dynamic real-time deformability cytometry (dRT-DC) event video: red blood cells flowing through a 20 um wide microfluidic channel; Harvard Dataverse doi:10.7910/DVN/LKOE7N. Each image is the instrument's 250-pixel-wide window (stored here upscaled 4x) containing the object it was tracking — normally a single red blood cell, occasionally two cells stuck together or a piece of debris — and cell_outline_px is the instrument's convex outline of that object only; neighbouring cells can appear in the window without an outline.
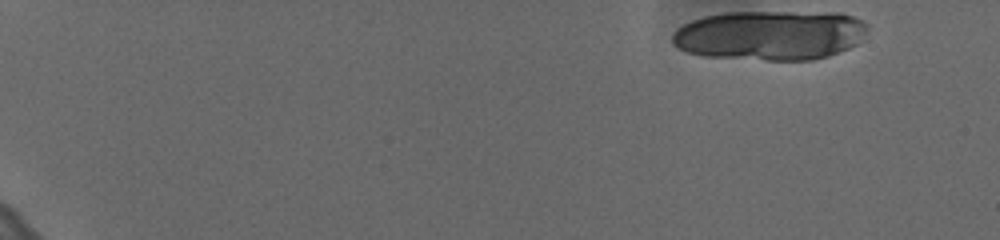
{"species": "human", "species_latin": "Homo sapiens", "temperature_condition": "cold", "stored_images_in_passage": 15, "camera_frame_rate_fps": 3000, "um_per_image_px": 0.085, "donor": {"sex": "female"}, "frame": {"image": 1, "passage_image": 1, "time_ms": 0.0, "image_size_px": [1000, 240], "cell_outline_px": [[868, 28], [864, 40], [840, 52], [828, 56], [812, 60], [768, 60], [704, 56], [688, 52], [672, 44], [672, 36], [676, 28], [692, 20], [704, 16], [728, 12], [840, 12], [864, 20], [868, 24]], "centroid_in_image_um": [65.52, 2.98], "position_along_channel_um": 19.5, "area_um2": 57.22}}
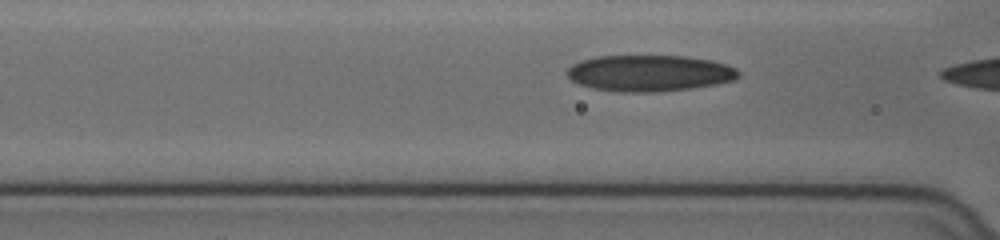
{"frame": {"image": 2, "passage_image": 13, "time_ms": 4.0, "image_size_px": [1000, 240], "cell_outline_px": [[740, 76], [732, 80], [716, 84], [692, 88], [656, 92], [620, 92], [592, 88], [580, 84], [572, 80], [564, 72], [572, 64], [580, 60], [596, 56], [684, 56], [712, 60], [736, 68], [740, 72]], "centroid_in_image_um": [55.18, 6.22], "position_along_channel_um": 111.4, "area_um2": 36.36}}